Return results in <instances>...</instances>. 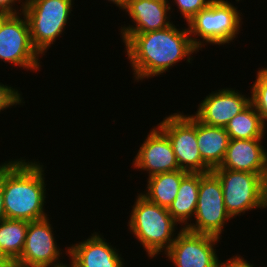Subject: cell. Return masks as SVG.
I'll list each match as a JSON object with an SVG mask.
<instances>
[{"instance_id":"cell-1","label":"cell","mask_w":267,"mask_h":267,"mask_svg":"<svg viewBox=\"0 0 267 267\" xmlns=\"http://www.w3.org/2000/svg\"><path fill=\"white\" fill-rule=\"evenodd\" d=\"M135 80L161 75L171 66L199 51L192 43L189 29L171 26L147 33H134L125 43Z\"/></svg>"},{"instance_id":"cell-2","label":"cell","mask_w":267,"mask_h":267,"mask_svg":"<svg viewBox=\"0 0 267 267\" xmlns=\"http://www.w3.org/2000/svg\"><path fill=\"white\" fill-rule=\"evenodd\" d=\"M44 165L22 158L8 161L1 171L5 218L28 222L46 218Z\"/></svg>"},{"instance_id":"cell-3","label":"cell","mask_w":267,"mask_h":267,"mask_svg":"<svg viewBox=\"0 0 267 267\" xmlns=\"http://www.w3.org/2000/svg\"><path fill=\"white\" fill-rule=\"evenodd\" d=\"M134 203L127 226L141 242L149 258H154L163 249L166 252L171 247L178 223L167 208L148 201L141 194H138Z\"/></svg>"},{"instance_id":"cell-4","label":"cell","mask_w":267,"mask_h":267,"mask_svg":"<svg viewBox=\"0 0 267 267\" xmlns=\"http://www.w3.org/2000/svg\"><path fill=\"white\" fill-rule=\"evenodd\" d=\"M240 16L239 10L227 0H215L187 22L193 45L199 50L204 47V43H230L242 26ZM196 36L202 38V41Z\"/></svg>"},{"instance_id":"cell-5","label":"cell","mask_w":267,"mask_h":267,"mask_svg":"<svg viewBox=\"0 0 267 267\" xmlns=\"http://www.w3.org/2000/svg\"><path fill=\"white\" fill-rule=\"evenodd\" d=\"M72 0H25L33 47L43 55L64 29L73 8Z\"/></svg>"},{"instance_id":"cell-6","label":"cell","mask_w":267,"mask_h":267,"mask_svg":"<svg viewBox=\"0 0 267 267\" xmlns=\"http://www.w3.org/2000/svg\"><path fill=\"white\" fill-rule=\"evenodd\" d=\"M219 178L226 211L236 217L245 211L267 207V181L259 174L213 169Z\"/></svg>"},{"instance_id":"cell-7","label":"cell","mask_w":267,"mask_h":267,"mask_svg":"<svg viewBox=\"0 0 267 267\" xmlns=\"http://www.w3.org/2000/svg\"><path fill=\"white\" fill-rule=\"evenodd\" d=\"M157 127L168 137L179 168L189 173H208L212 169L202 160L196 138V117L173 113Z\"/></svg>"},{"instance_id":"cell-8","label":"cell","mask_w":267,"mask_h":267,"mask_svg":"<svg viewBox=\"0 0 267 267\" xmlns=\"http://www.w3.org/2000/svg\"><path fill=\"white\" fill-rule=\"evenodd\" d=\"M195 223H188L186 230L220 238L224 224L232 217L226 211L222 185L211 171L200 173L199 195L194 215Z\"/></svg>"},{"instance_id":"cell-9","label":"cell","mask_w":267,"mask_h":267,"mask_svg":"<svg viewBox=\"0 0 267 267\" xmlns=\"http://www.w3.org/2000/svg\"><path fill=\"white\" fill-rule=\"evenodd\" d=\"M39 55L31 42L27 17L23 12L12 14L0 29V60L37 71L41 67Z\"/></svg>"},{"instance_id":"cell-10","label":"cell","mask_w":267,"mask_h":267,"mask_svg":"<svg viewBox=\"0 0 267 267\" xmlns=\"http://www.w3.org/2000/svg\"><path fill=\"white\" fill-rule=\"evenodd\" d=\"M219 239L181 228L165 254L175 267H217L219 258L213 247Z\"/></svg>"},{"instance_id":"cell-11","label":"cell","mask_w":267,"mask_h":267,"mask_svg":"<svg viewBox=\"0 0 267 267\" xmlns=\"http://www.w3.org/2000/svg\"><path fill=\"white\" fill-rule=\"evenodd\" d=\"M48 218L29 222L22 253L13 267H50L60 263L62 252Z\"/></svg>"},{"instance_id":"cell-12","label":"cell","mask_w":267,"mask_h":267,"mask_svg":"<svg viewBox=\"0 0 267 267\" xmlns=\"http://www.w3.org/2000/svg\"><path fill=\"white\" fill-rule=\"evenodd\" d=\"M251 104V98L230 88L207 95L194 115L200 122L225 128L229 121Z\"/></svg>"},{"instance_id":"cell-13","label":"cell","mask_w":267,"mask_h":267,"mask_svg":"<svg viewBox=\"0 0 267 267\" xmlns=\"http://www.w3.org/2000/svg\"><path fill=\"white\" fill-rule=\"evenodd\" d=\"M133 168L148 171V176L180 170L168 137L158 128L151 129L138 150Z\"/></svg>"},{"instance_id":"cell-14","label":"cell","mask_w":267,"mask_h":267,"mask_svg":"<svg viewBox=\"0 0 267 267\" xmlns=\"http://www.w3.org/2000/svg\"><path fill=\"white\" fill-rule=\"evenodd\" d=\"M168 2V0H129L125 11L135 25L121 27L123 43L134 33H147L171 26L173 23L167 15V12L171 11Z\"/></svg>"},{"instance_id":"cell-15","label":"cell","mask_w":267,"mask_h":267,"mask_svg":"<svg viewBox=\"0 0 267 267\" xmlns=\"http://www.w3.org/2000/svg\"><path fill=\"white\" fill-rule=\"evenodd\" d=\"M262 139H230L221 165L214 169L256 173L267 181V152Z\"/></svg>"},{"instance_id":"cell-16","label":"cell","mask_w":267,"mask_h":267,"mask_svg":"<svg viewBox=\"0 0 267 267\" xmlns=\"http://www.w3.org/2000/svg\"><path fill=\"white\" fill-rule=\"evenodd\" d=\"M65 252L81 267H124L125 264L116 249L96 232L90 238L67 247Z\"/></svg>"},{"instance_id":"cell-17","label":"cell","mask_w":267,"mask_h":267,"mask_svg":"<svg viewBox=\"0 0 267 267\" xmlns=\"http://www.w3.org/2000/svg\"><path fill=\"white\" fill-rule=\"evenodd\" d=\"M196 138L202 160L212 170L219 167L230 140L226 129L204 124L196 118Z\"/></svg>"},{"instance_id":"cell-18","label":"cell","mask_w":267,"mask_h":267,"mask_svg":"<svg viewBox=\"0 0 267 267\" xmlns=\"http://www.w3.org/2000/svg\"><path fill=\"white\" fill-rule=\"evenodd\" d=\"M189 172L175 170L153 175L147 181V193H140L148 201L164 208H169L176 198L182 179Z\"/></svg>"},{"instance_id":"cell-19","label":"cell","mask_w":267,"mask_h":267,"mask_svg":"<svg viewBox=\"0 0 267 267\" xmlns=\"http://www.w3.org/2000/svg\"><path fill=\"white\" fill-rule=\"evenodd\" d=\"M200 173H188L181 181L178 194L170 207L168 212L173 219L179 224L185 223L195 215L198 195H199Z\"/></svg>"},{"instance_id":"cell-20","label":"cell","mask_w":267,"mask_h":267,"mask_svg":"<svg viewBox=\"0 0 267 267\" xmlns=\"http://www.w3.org/2000/svg\"><path fill=\"white\" fill-rule=\"evenodd\" d=\"M28 221L5 218L0 221V252L12 264L20 257L28 229Z\"/></svg>"},{"instance_id":"cell-21","label":"cell","mask_w":267,"mask_h":267,"mask_svg":"<svg viewBox=\"0 0 267 267\" xmlns=\"http://www.w3.org/2000/svg\"><path fill=\"white\" fill-rule=\"evenodd\" d=\"M266 128L252 104L234 116L225 127L230 139L264 138Z\"/></svg>"},{"instance_id":"cell-22","label":"cell","mask_w":267,"mask_h":267,"mask_svg":"<svg viewBox=\"0 0 267 267\" xmlns=\"http://www.w3.org/2000/svg\"><path fill=\"white\" fill-rule=\"evenodd\" d=\"M251 104L260 114L267 126V68L258 70L256 80L251 88Z\"/></svg>"},{"instance_id":"cell-23","label":"cell","mask_w":267,"mask_h":267,"mask_svg":"<svg viewBox=\"0 0 267 267\" xmlns=\"http://www.w3.org/2000/svg\"><path fill=\"white\" fill-rule=\"evenodd\" d=\"M215 0H174L177 8L187 22L191 20L200 10L210 6Z\"/></svg>"},{"instance_id":"cell-24","label":"cell","mask_w":267,"mask_h":267,"mask_svg":"<svg viewBox=\"0 0 267 267\" xmlns=\"http://www.w3.org/2000/svg\"><path fill=\"white\" fill-rule=\"evenodd\" d=\"M21 94L18 90L0 83V111L13 105L22 103Z\"/></svg>"},{"instance_id":"cell-25","label":"cell","mask_w":267,"mask_h":267,"mask_svg":"<svg viewBox=\"0 0 267 267\" xmlns=\"http://www.w3.org/2000/svg\"><path fill=\"white\" fill-rule=\"evenodd\" d=\"M227 262V263H226ZM226 262H219L217 267H253L251 263L242 258V256H233Z\"/></svg>"},{"instance_id":"cell-26","label":"cell","mask_w":267,"mask_h":267,"mask_svg":"<svg viewBox=\"0 0 267 267\" xmlns=\"http://www.w3.org/2000/svg\"><path fill=\"white\" fill-rule=\"evenodd\" d=\"M17 1L19 4L22 2L21 0H0V10L7 11L11 14H19L20 12L22 13L24 10L25 2H22V8H20V10L17 9V12L16 8H13V5H16L15 2Z\"/></svg>"},{"instance_id":"cell-27","label":"cell","mask_w":267,"mask_h":267,"mask_svg":"<svg viewBox=\"0 0 267 267\" xmlns=\"http://www.w3.org/2000/svg\"><path fill=\"white\" fill-rule=\"evenodd\" d=\"M3 219H5V212H4V198H3L1 172H0V221Z\"/></svg>"},{"instance_id":"cell-28","label":"cell","mask_w":267,"mask_h":267,"mask_svg":"<svg viewBox=\"0 0 267 267\" xmlns=\"http://www.w3.org/2000/svg\"><path fill=\"white\" fill-rule=\"evenodd\" d=\"M0 267H13L12 262L0 252Z\"/></svg>"},{"instance_id":"cell-29","label":"cell","mask_w":267,"mask_h":267,"mask_svg":"<svg viewBox=\"0 0 267 267\" xmlns=\"http://www.w3.org/2000/svg\"><path fill=\"white\" fill-rule=\"evenodd\" d=\"M12 14L4 11V10H0V29L2 28V26L4 25L5 21L11 16Z\"/></svg>"},{"instance_id":"cell-30","label":"cell","mask_w":267,"mask_h":267,"mask_svg":"<svg viewBox=\"0 0 267 267\" xmlns=\"http://www.w3.org/2000/svg\"><path fill=\"white\" fill-rule=\"evenodd\" d=\"M110 2H113L114 4H116V6H118L120 9H126V7L128 6L129 0H108Z\"/></svg>"},{"instance_id":"cell-31","label":"cell","mask_w":267,"mask_h":267,"mask_svg":"<svg viewBox=\"0 0 267 267\" xmlns=\"http://www.w3.org/2000/svg\"><path fill=\"white\" fill-rule=\"evenodd\" d=\"M51 267H71V265L67 266L66 264L61 262V263H58V264L51 265Z\"/></svg>"},{"instance_id":"cell-32","label":"cell","mask_w":267,"mask_h":267,"mask_svg":"<svg viewBox=\"0 0 267 267\" xmlns=\"http://www.w3.org/2000/svg\"><path fill=\"white\" fill-rule=\"evenodd\" d=\"M70 264H71V267H81L72 258H71V263Z\"/></svg>"},{"instance_id":"cell-33","label":"cell","mask_w":267,"mask_h":267,"mask_svg":"<svg viewBox=\"0 0 267 267\" xmlns=\"http://www.w3.org/2000/svg\"><path fill=\"white\" fill-rule=\"evenodd\" d=\"M8 162H4L3 164L0 165V172L2 171V169L4 168V166L7 164Z\"/></svg>"}]
</instances>
